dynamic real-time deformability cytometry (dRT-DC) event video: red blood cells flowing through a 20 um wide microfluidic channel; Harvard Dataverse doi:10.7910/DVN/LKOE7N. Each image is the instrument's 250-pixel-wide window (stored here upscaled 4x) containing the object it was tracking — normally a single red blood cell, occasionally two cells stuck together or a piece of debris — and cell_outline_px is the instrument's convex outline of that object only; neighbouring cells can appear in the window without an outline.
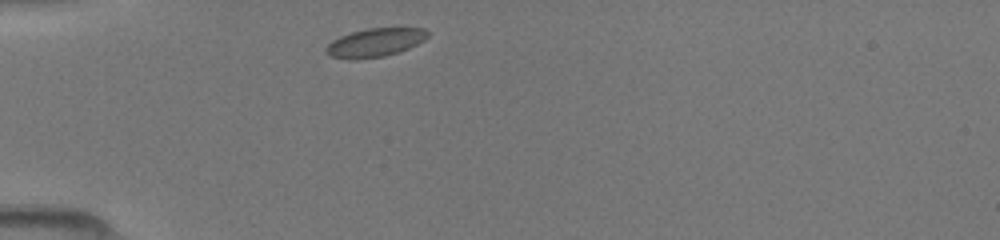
{"species": "common noctule bat (a hibernating species)", "species_latin": "Nyctalus noctula", "temperature_condition": "room temperature", "stored_images_in_passage": 35, "camera_frame_rate_fps": 3000, "um_per_image_px": 0.085, "animal": {"sex": "female", "body_mass_g": 19.5, "forearm_length_mm": 54.1}, "frame": {"image": 1, "passage_image": 1, "time_ms": 0.0, "image_size_px": [1000, 240], "cell_outline_px": [[428, 36], [424, 40], [408, 48], [384, 56], [356, 60], [348, 60], [328, 56], [324, 52], [324, 48], [332, 40], [340, 36], [352, 32], [368, 28], [424, 28], [428, 32]], "centroid_in_image_um": [31.8, 3.63], "position_along_channel_um": 53.2, "area_um2": 16.99}}
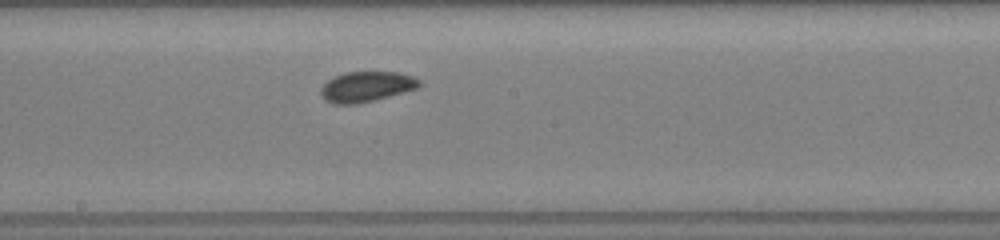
{"frame": {"image": 2, "passage_image": 14, "time_ms": 4.333, "image_size_px": [1000, 240], "cell_outline_px": [[420, 84], [416, 88], [404, 92], [356, 104], [336, 104], [324, 100], [320, 96], [320, 88], [332, 76], [344, 72], [396, 72], [412, 76], [420, 80]], "centroid_in_image_um": [31.08, 7.36], "position_along_channel_um": 217.1, "area_um2": 17.34}}
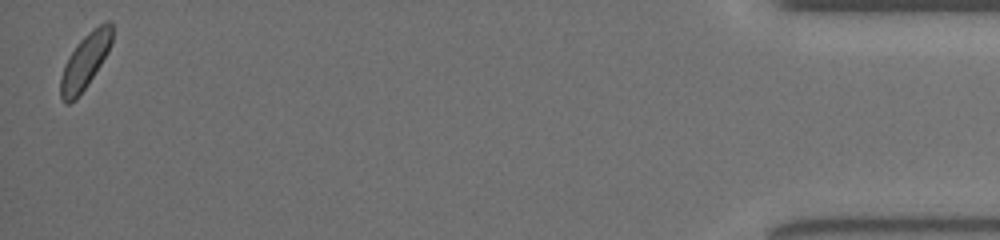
{"frame": {"image": 3, "passage_image": 35, "time_ms": 11.333, "image_size_px": [1000, 240], "cell_outline_px": [[112, 40], [108, 52], [76, 100], [68, 104], [64, 104], [60, 96], [60, 76], [64, 64], [68, 56], [76, 44], [92, 28], [104, 20], [108, 20], [112, 24]], "centroid_in_image_um": [7.21, 5.19], "position_along_channel_um": 428.0, "area_um2": 16.59}}